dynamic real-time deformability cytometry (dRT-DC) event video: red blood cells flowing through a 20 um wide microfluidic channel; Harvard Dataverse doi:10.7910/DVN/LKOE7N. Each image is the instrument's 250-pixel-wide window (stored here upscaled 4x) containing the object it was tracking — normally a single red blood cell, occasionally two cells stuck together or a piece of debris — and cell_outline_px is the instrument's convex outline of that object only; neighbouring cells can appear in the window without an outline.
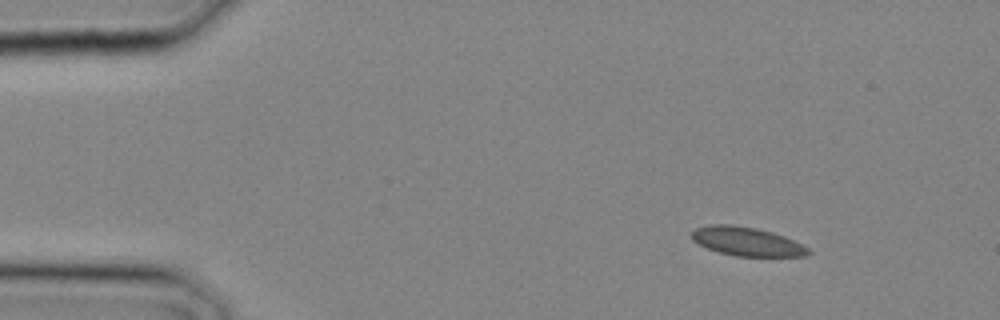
{"species": "common noctule bat (a hibernating species)", "species_latin": "Nyctalus noctula", "temperature_condition": "cold", "stored_images_in_passage": 9, "camera_frame_rate_fps": 3000, "um_per_image_px": 0.085, "animal": {"sex": "male", "body_mass_g": 20.4}, "frame": {"image": 1, "passage_image": 3, "time_ms": 0.667, "image_size_px": [1000, 320], "cell_outline_px": [[812, 252], [808, 256], [736, 256], [720, 252], [708, 248], [692, 240], [692, 232], [696, 228], [708, 224], [732, 224], [756, 228], [772, 232], [784, 236], [808, 248]], "centroid_in_image_um": [63.48, 20.52], "position_along_channel_um": 21.5, "area_um2": 19.42}}
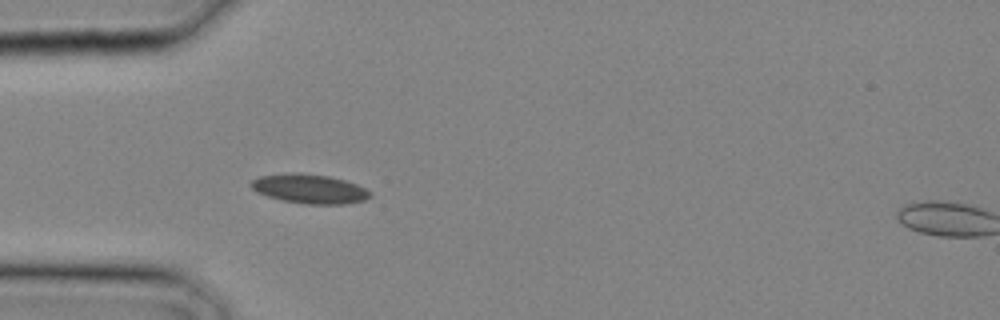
{"frame": {"image": 2, "passage_image": 8, "time_ms": 2.333, "image_size_px": [1000, 320], "cell_outline_px": [[372, 196], [364, 200], [344, 204], [304, 204], [280, 200], [256, 192], [248, 184], [252, 180], [260, 176], [284, 172], [300, 172], [328, 176], [344, 180], [356, 184], [372, 192]], "centroid_in_image_um": [26.27, 16.04], "position_along_channel_um": 58.7, "area_um2": 20.58}}